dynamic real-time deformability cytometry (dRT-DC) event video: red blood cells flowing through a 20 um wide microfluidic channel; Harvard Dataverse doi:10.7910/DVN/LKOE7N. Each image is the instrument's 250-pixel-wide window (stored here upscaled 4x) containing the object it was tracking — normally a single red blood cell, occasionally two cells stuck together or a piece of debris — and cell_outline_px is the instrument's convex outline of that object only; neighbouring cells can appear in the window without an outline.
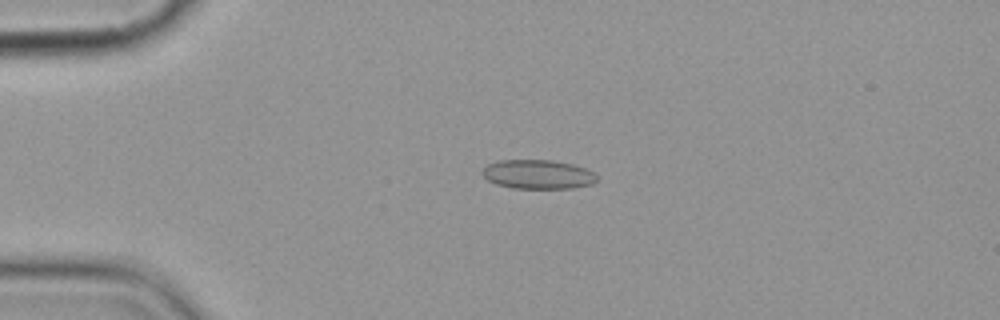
{"species": "common noctule bat (a hibernating species)", "species_latin": "Nyctalus noctula", "temperature_condition": "cold", "stored_images_in_passage": 5, "camera_frame_rate_fps": 3000, "um_per_image_px": 0.085, "animal": {"sex": "female", "body_mass_g": 19.9}, "frame": {"image": 1, "passage_image": 4, "time_ms": 3.333, "image_size_px": [1000, 320], "cell_outline_px": [[596, 180], [592, 184], [572, 188], [512, 188], [496, 184], [488, 180], [480, 172], [488, 164], [500, 160], [552, 160], [572, 164], [596, 172]], "centroid_in_image_um": [45.72, 14.82], "position_along_channel_um": 39.3, "area_um2": 19.42}}